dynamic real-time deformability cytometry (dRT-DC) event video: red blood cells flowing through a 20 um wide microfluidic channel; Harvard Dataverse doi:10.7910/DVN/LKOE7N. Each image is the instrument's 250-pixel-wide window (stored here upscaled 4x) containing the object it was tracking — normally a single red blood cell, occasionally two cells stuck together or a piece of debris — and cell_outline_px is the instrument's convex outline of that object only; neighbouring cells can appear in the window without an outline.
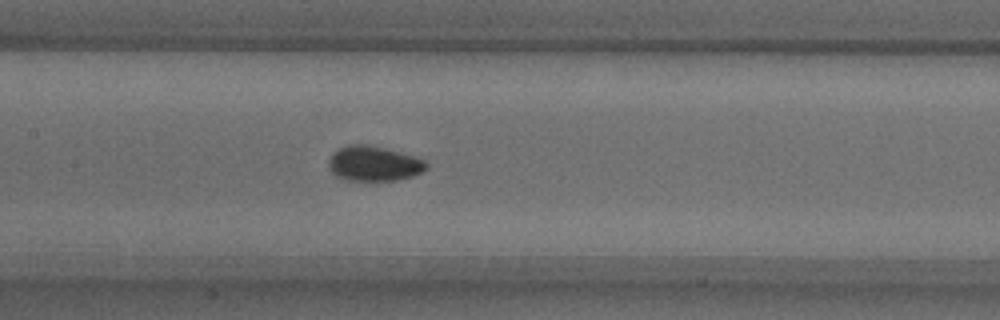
{"species": "common noctule bat (a hibernating species)", "species_latin": "Nyctalus noctula", "temperature_condition": "warm", "stored_images_in_passage": 41, "camera_frame_rate_fps": 3000, "um_per_image_px": 0.085, "animal": {"sex": "male", "body_mass_g": 18.8}, "frame": {"image": 1, "passage_image": 13, "time_ms": 4.0, "image_size_px": [1000, 320], "cell_outline_px": [[428, 168], [424, 172], [412, 176], [396, 180], [344, 180], [336, 176], [332, 172], [328, 164], [328, 160], [332, 152], [348, 144], [368, 144], [384, 148], [412, 156], [424, 160], [428, 164]], "centroid_in_image_um": [31.76, 13.9], "position_along_channel_um": 175.6, "area_um2": 19.94}}
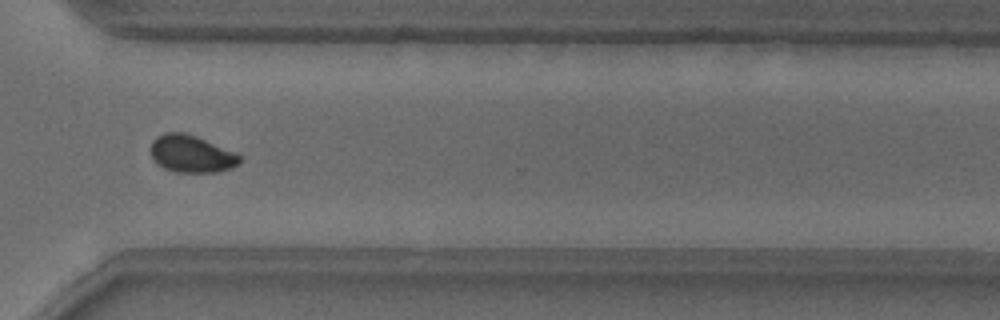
{"frame": {"image": 2, "passage_image": 27, "time_ms": 8.667, "image_size_px": [1000, 320], "cell_outline_px": [[240, 164], [232, 168], [216, 172], [176, 172], [164, 168], [156, 164], [152, 160], [148, 148], [152, 140], [156, 136], [164, 132], [184, 132], [196, 136], [232, 152], [240, 156]], "centroid_in_image_um": [16.17, 13.08], "position_along_channel_um": 354.4, "area_um2": 19.48}}
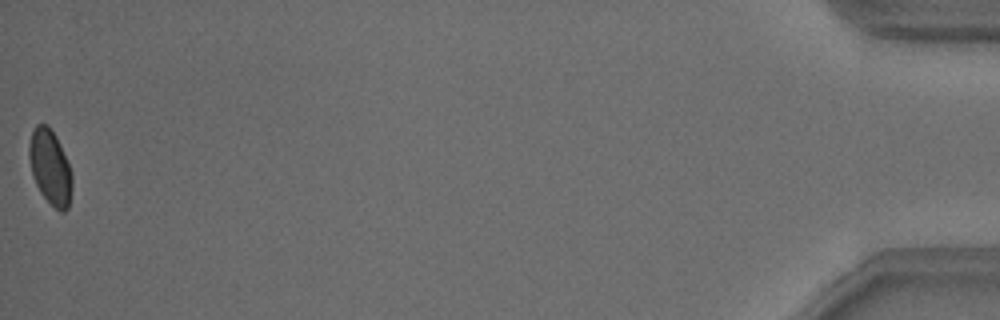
{"frame": {"image": 3, "passage_image": 41, "time_ms": 13.333, "image_size_px": [1000, 320], "cell_outline_px": [[72, 188], [68, 208], [64, 212], [60, 212], [40, 192], [32, 176], [28, 156], [28, 144], [32, 128], [36, 124], [48, 124], [56, 136], [60, 144], [72, 172]], "centroid_in_image_um": [4.25, 14.17], "position_along_channel_um": 431.0, "area_um2": 18.96}, "authors_computed_cell_mechanics": {"area_um2": 19.4786, "velocity_mm_per_s": 3.8352, "shape_relaxation_time_tau1_ms": 2.1421, "shape_relaxation_time_tau2_ms": null, "deformation_change_tau1": 0.0898, "deformation_change_tau2": null}}